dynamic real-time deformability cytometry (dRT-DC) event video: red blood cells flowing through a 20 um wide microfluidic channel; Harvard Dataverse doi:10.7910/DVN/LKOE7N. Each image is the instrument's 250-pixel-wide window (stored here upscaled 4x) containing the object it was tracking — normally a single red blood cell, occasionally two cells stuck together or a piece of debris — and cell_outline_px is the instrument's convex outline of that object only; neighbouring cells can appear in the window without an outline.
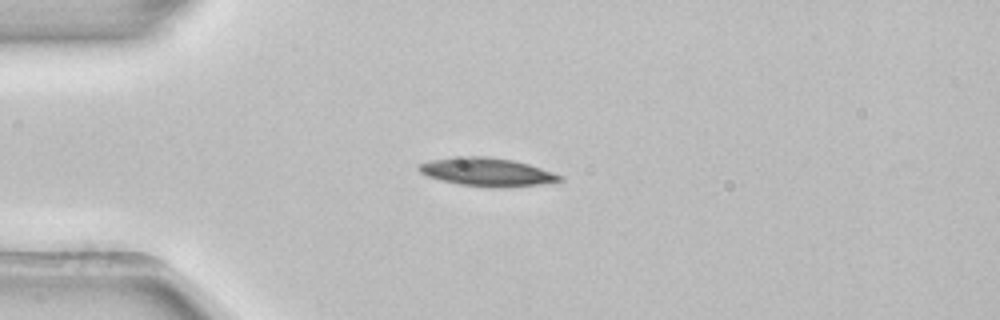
{"species": "common noctule bat (a hibernating species)", "species_latin": "Nyctalus noctula", "temperature_condition": "room temperature", "stored_images_in_passage": 3, "camera_frame_rate_fps": 3000, "um_per_image_px": 0.085, "animal": {"sex": "female", "body_mass_g": 22.7, "forearm_length_mm": 54.2}, "frame": {"image": 1, "passage_image": 2, "time_ms": 0.333, "image_size_px": [1000, 320], "cell_outline_px": [[564, 180], [540, 184], [504, 188], [496, 188], [460, 184], [440, 180], [428, 176], [420, 172], [416, 168], [420, 164], [432, 160], [464, 156], [488, 156], [512, 160], [528, 164], [564, 176]], "centroid_in_image_um": [41.42, 14.63], "position_along_channel_um": 43.6, "area_um2": 23.12}}